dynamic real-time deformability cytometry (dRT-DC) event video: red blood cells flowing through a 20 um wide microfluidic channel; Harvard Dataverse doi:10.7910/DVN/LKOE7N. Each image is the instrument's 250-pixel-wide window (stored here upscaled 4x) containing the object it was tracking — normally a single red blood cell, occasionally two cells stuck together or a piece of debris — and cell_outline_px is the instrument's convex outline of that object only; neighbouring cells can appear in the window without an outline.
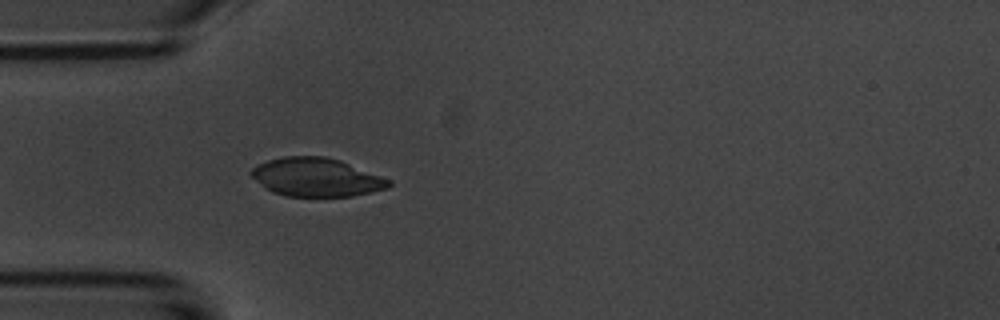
{"species": "common noctule bat (a hibernating species)", "species_latin": "Nyctalus noctula", "temperature_condition": "room temperature", "stored_images_in_passage": 40, "camera_frame_rate_fps": 3000, "um_per_image_px": 0.085, "animal": {"sex": "male", "body_mass_g": 20.1, "forearm_length_mm": 53.5}, "frame": {"image": 1, "passage_image": 2, "time_ms": 0.333, "image_size_px": [1000, 320], "cell_outline_px": [[392, 184], [388, 188], [372, 192], [352, 196], [284, 196], [272, 192], [264, 188], [248, 172], [252, 168], [268, 160], [284, 156], [324, 156], [340, 160], [392, 180]], "centroid_in_image_um": [26.89, 15.07], "position_along_channel_um": 58.1, "area_um2": 30.92}}
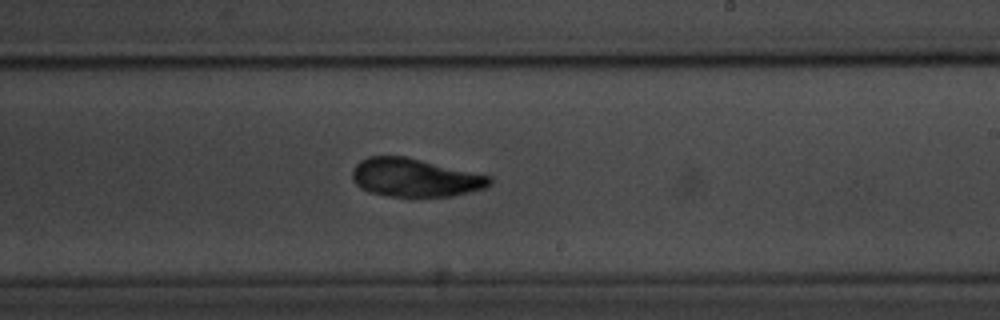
{"frame": {"image": 2, "passage_image": 18, "time_ms": 5.667, "image_size_px": [1000, 320], "cell_outline_px": [[492, 184], [484, 188], [452, 196], [388, 196], [368, 192], [360, 188], [352, 180], [352, 168], [360, 160], [368, 156], [408, 156], [492, 176]], "centroid_in_image_um": [35.26, 15.08], "position_along_channel_um": 253.7, "area_um2": 30.98}}
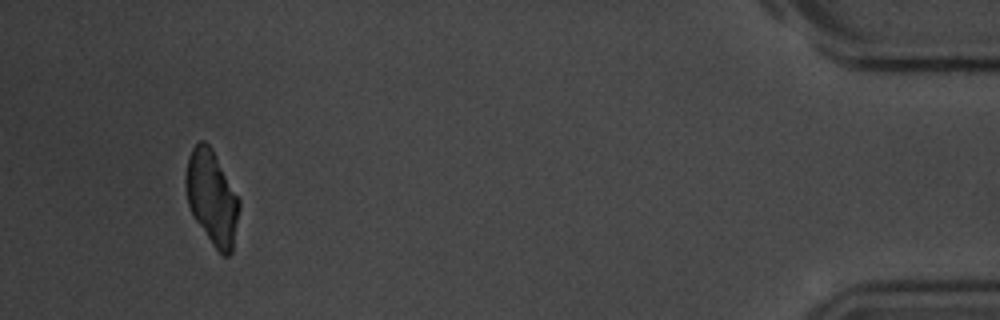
{"frame": {"image": 3, "passage_image": 37, "time_ms": 12.0, "image_size_px": [1000, 320], "cell_outline_px": [[240, 208], [232, 252], [228, 256], [224, 256], [212, 244], [196, 220], [188, 204], [184, 176], [188, 156], [192, 148], [200, 140], [204, 140], [212, 148], [240, 200]], "centroid_in_image_um": [18.01, 16.77], "position_along_channel_um": 417.2, "area_um2": 29.19}}